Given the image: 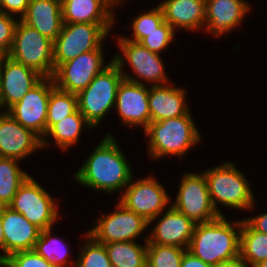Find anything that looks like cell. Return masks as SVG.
<instances>
[{
	"instance_id": "4dcf8cb0",
	"label": "cell",
	"mask_w": 267,
	"mask_h": 267,
	"mask_svg": "<svg viewBox=\"0 0 267 267\" xmlns=\"http://www.w3.org/2000/svg\"><path fill=\"white\" fill-rule=\"evenodd\" d=\"M187 250L177 246L147 244V267H181Z\"/></svg>"
},
{
	"instance_id": "5bb4252c",
	"label": "cell",
	"mask_w": 267,
	"mask_h": 267,
	"mask_svg": "<svg viewBox=\"0 0 267 267\" xmlns=\"http://www.w3.org/2000/svg\"><path fill=\"white\" fill-rule=\"evenodd\" d=\"M117 40L122 53L121 56L119 53L112 60L118 65L120 70L124 67L123 60H125L130 64L132 72L138 75V78L153 82V86L164 85V83L169 84L159 54L151 52L140 42L127 40L125 37H120Z\"/></svg>"
},
{
	"instance_id": "e575fe53",
	"label": "cell",
	"mask_w": 267,
	"mask_h": 267,
	"mask_svg": "<svg viewBox=\"0 0 267 267\" xmlns=\"http://www.w3.org/2000/svg\"><path fill=\"white\" fill-rule=\"evenodd\" d=\"M4 261L10 267H54L34 250L14 252Z\"/></svg>"
},
{
	"instance_id": "f1b7e54d",
	"label": "cell",
	"mask_w": 267,
	"mask_h": 267,
	"mask_svg": "<svg viewBox=\"0 0 267 267\" xmlns=\"http://www.w3.org/2000/svg\"><path fill=\"white\" fill-rule=\"evenodd\" d=\"M78 109L77 95L55 87L50 92L47 108L46 132L58 121Z\"/></svg>"
},
{
	"instance_id": "7bdbcfd3",
	"label": "cell",
	"mask_w": 267,
	"mask_h": 267,
	"mask_svg": "<svg viewBox=\"0 0 267 267\" xmlns=\"http://www.w3.org/2000/svg\"><path fill=\"white\" fill-rule=\"evenodd\" d=\"M8 56L2 51L0 50V67L1 65L4 63L5 59L7 58Z\"/></svg>"
},
{
	"instance_id": "7a4b0ae2",
	"label": "cell",
	"mask_w": 267,
	"mask_h": 267,
	"mask_svg": "<svg viewBox=\"0 0 267 267\" xmlns=\"http://www.w3.org/2000/svg\"><path fill=\"white\" fill-rule=\"evenodd\" d=\"M241 224L242 220L229 223L223 215L196 224L188 251L212 266L239 261Z\"/></svg>"
},
{
	"instance_id": "ac0fdd59",
	"label": "cell",
	"mask_w": 267,
	"mask_h": 267,
	"mask_svg": "<svg viewBox=\"0 0 267 267\" xmlns=\"http://www.w3.org/2000/svg\"><path fill=\"white\" fill-rule=\"evenodd\" d=\"M43 76L30 67L7 57L0 67V87L3 106L16 104Z\"/></svg>"
},
{
	"instance_id": "e0dca14e",
	"label": "cell",
	"mask_w": 267,
	"mask_h": 267,
	"mask_svg": "<svg viewBox=\"0 0 267 267\" xmlns=\"http://www.w3.org/2000/svg\"><path fill=\"white\" fill-rule=\"evenodd\" d=\"M0 221L4 236L2 260L14 252L33 250L41 232L37 226L8 206H0Z\"/></svg>"
},
{
	"instance_id": "5b68a950",
	"label": "cell",
	"mask_w": 267,
	"mask_h": 267,
	"mask_svg": "<svg viewBox=\"0 0 267 267\" xmlns=\"http://www.w3.org/2000/svg\"><path fill=\"white\" fill-rule=\"evenodd\" d=\"M212 205L222 215L218 204L236 209H252L254 197L244 175L231 163H223L203 173Z\"/></svg>"
},
{
	"instance_id": "d6986e66",
	"label": "cell",
	"mask_w": 267,
	"mask_h": 267,
	"mask_svg": "<svg viewBox=\"0 0 267 267\" xmlns=\"http://www.w3.org/2000/svg\"><path fill=\"white\" fill-rule=\"evenodd\" d=\"M196 224L172 205L160 218L147 244L169 245L188 249Z\"/></svg>"
},
{
	"instance_id": "bcb514c9",
	"label": "cell",
	"mask_w": 267,
	"mask_h": 267,
	"mask_svg": "<svg viewBox=\"0 0 267 267\" xmlns=\"http://www.w3.org/2000/svg\"><path fill=\"white\" fill-rule=\"evenodd\" d=\"M3 106L2 99H1V87H0V107Z\"/></svg>"
},
{
	"instance_id": "b9f144b4",
	"label": "cell",
	"mask_w": 267,
	"mask_h": 267,
	"mask_svg": "<svg viewBox=\"0 0 267 267\" xmlns=\"http://www.w3.org/2000/svg\"><path fill=\"white\" fill-rule=\"evenodd\" d=\"M0 249L4 252V236H3L1 221H0Z\"/></svg>"
},
{
	"instance_id": "7402d4cb",
	"label": "cell",
	"mask_w": 267,
	"mask_h": 267,
	"mask_svg": "<svg viewBox=\"0 0 267 267\" xmlns=\"http://www.w3.org/2000/svg\"><path fill=\"white\" fill-rule=\"evenodd\" d=\"M151 87L148 97L151 122L184 116L189 112L185 89L169 87L168 84Z\"/></svg>"
},
{
	"instance_id": "ab89813d",
	"label": "cell",
	"mask_w": 267,
	"mask_h": 267,
	"mask_svg": "<svg viewBox=\"0 0 267 267\" xmlns=\"http://www.w3.org/2000/svg\"><path fill=\"white\" fill-rule=\"evenodd\" d=\"M248 266L249 265L241 261H235L233 263H225V264L216 265L214 267H248Z\"/></svg>"
},
{
	"instance_id": "44dd1931",
	"label": "cell",
	"mask_w": 267,
	"mask_h": 267,
	"mask_svg": "<svg viewBox=\"0 0 267 267\" xmlns=\"http://www.w3.org/2000/svg\"><path fill=\"white\" fill-rule=\"evenodd\" d=\"M20 20L54 41L63 26L62 1L30 0Z\"/></svg>"
},
{
	"instance_id": "7c38bea8",
	"label": "cell",
	"mask_w": 267,
	"mask_h": 267,
	"mask_svg": "<svg viewBox=\"0 0 267 267\" xmlns=\"http://www.w3.org/2000/svg\"><path fill=\"white\" fill-rule=\"evenodd\" d=\"M116 208L117 211L99 216L97 225L87 232L98 243L135 241L149 226L148 221L128 210L121 202Z\"/></svg>"
},
{
	"instance_id": "8d00e7d4",
	"label": "cell",
	"mask_w": 267,
	"mask_h": 267,
	"mask_svg": "<svg viewBox=\"0 0 267 267\" xmlns=\"http://www.w3.org/2000/svg\"><path fill=\"white\" fill-rule=\"evenodd\" d=\"M29 2L30 0H0V11L5 14L10 13V15L12 13L13 14L19 13L21 14L22 17L26 13Z\"/></svg>"
},
{
	"instance_id": "83f0119b",
	"label": "cell",
	"mask_w": 267,
	"mask_h": 267,
	"mask_svg": "<svg viewBox=\"0 0 267 267\" xmlns=\"http://www.w3.org/2000/svg\"><path fill=\"white\" fill-rule=\"evenodd\" d=\"M18 159L0 158V206H8L28 174L18 167Z\"/></svg>"
},
{
	"instance_id": "603a6c76",
	"label": "cell",
	"mask_w": 267,
	"mask_h": 267,
	"mask_svg": "<svg viewBox=\"0 0 267 267\" xmlns=\"http://www.w3.org/2000/svg\"><path fill=\"white\" fill-rule=\"evenodd\" d=\"M165 21L175 27L199 29L205 24V0H165L159 4Z\"/></svg>"
},
{
	"instance_id": "1f68e13d",
	"label": "cell",
	"mask_w": 267,
	"mask_h": 267,
	"mask_svg": "<svg viewBox=\"0 0 267 267\" xmlns=\"http://www.w3.org/2000/svg\"><path fill=\"white\" fill-rule=\"evenodd\" d=\"M87 242L82 253L75 260V267H112L109 260L108 252L104 244L95 241L89 234H85Z\"/></svg>"
},
{
	"instance_id": "8fae6325",
	"label": "cell",
	"mask_w": 267,
	"mask_h": 267,
	"mask_svg": "<svg viewBox=\"0 0 267 267\" xmlns=\"http://www.w3.org/2000/svg\"><path fill=\"white\" fill-rule=\"evenodd\" d=\"M102 47L60 64L52 76L55 87L76 95L85 89L109 65L104 66Z\"/></svg>"
},
{
	"instance_id": "8992f818",
	"label": "cell",
	"mask_w": 267,
	"mask_h": 267,
	"mask_svg": "<svg viewBox=\"0 0 267 267\" xmlns=\"http://www.w3.org/2000/svg\"><path fill=\"white\" fill-rule=\"evenodd\" d=\"M8 57L32 68L43 77H52L54 74L53 41L23 21H17Z\"/></svg>"
},
{
	"instance_id": "74e56055",
	"label": "cell",
	"mask_w": 267,
	"mask_h": 267,
	"mask_svg": "<svg viewBox=\"0 0 267 267\" xmlns=\"http://www.w3.org/2000/svg\"><path fill=\"white\" fill-rule=\"evenodd\" d=\"M254 230L267 234V212L252 218L244 219Z\"/></svg>"
},
{
	"instance_id": "ba28073f",
	"label": "cell",
	"mask_w": 267,
	"mask_h": 267,
	"mask_svg": "<svg viewBox=\"0 0 267 267\" xmlns=\"http://www.w3.org/2000/svg\"><path fill=\"white\" fill-rule=\"evenodd\" d=\"M55 203L50 194L33 177L28 176L8 207L21 213L42 231L53 227L57 221L59 213Z\"/></svg>"
},
{
	"instance_id": "d4e9b609",
	"label": "cell",
	"mask_w": 267,
	"mask_h": 267,
	"mask_svg": "<svg viewBox=\"0 0 267 267\" xmlns=\"http://www.w3.org/2000/svg\"><path fill=\"white\" fill-rule=\"evenodd\" d=\"M267 258V234L254 230L244 219L240 227L239 261L256 266Z\"/></svg>"
},
{
	"instance_id": "4316f807",
	"label": "cell",
	"mask_w": 267,
	"mask_h": 267,
	"mask_svg": "<svg viewBox=\"0 0 267 267\" xmlns=\"http://www.w3.org/2000/svg\"><path fill=\"white\" fill-rule=\"evenodd\" d=\"M84 125V126H83ZM83 127L93 128L86 120L84 115L77 109L73 114L66 116L62 120L55 123L45 134L51 135L55 139L57 146L68 149L69 146L77 143L79 135Z\"/></svg>"
},
{
	"instance_id": "836d02e7",
	"label": "cell",
	"mask_w": 267,
	"mask_h": 267,
	"mask_svg": "<svg viewBox=\"0 0 267 267\" xmlns=\"http://www.w3.org/2000/svg\"><path fill=\"white\" fill-rule=\"evenodd\" d=\"M174 32V29L164 21L156 30L148 33L140 43L151 52L160 54L173 41Z\"/></svg>"
},
{
	"instance_id": "d6a6232c",
	"label": "cell",
	"mask_w": 267,
	"mask_h": 267,
	"mask_svg": "<svg viewBox=\"0 0 267 267\" xmlns=\"http://www.w3.org/2000/svg\"><path fill=\"white\" fill-rule=\"evenodd\" d=\"M164 13L160 5L156 8L150 9L147 13L141 14L134 18L132 23L133 39H128L135 42H140L143 38L148 36V33L156 30L163 22Z\"/></svg>"
},
{
	"instance_id": "ee69618b",
	"label": "cell",
	"mask_w": 267,
	"mask_h": 267,
	"mask_svg": "<svg viewBox=\"0 0 267 267\" xmlns=\"http://www.w3.org/2000/svg\"><path fill=\"white\" fill-rule=\"evenodd\" d=\"M256 267H267V258L257 264Z\"/></svg>"
},
{
	"instance_id": "484cf974",
	"label": "cell",
	"mask_w": 267,
	"mask_h": 267,
	"mask_svg": "<svg viewBox=\"0 0 267 267\" xmlns=\"http://www.w3.org/2000/svg\"><path fill=\"white\" fill-rule=\"evenodd\" d=\"M112 267H147L146 245L135 241L111 242L104 244Z\"/></svg>"
},
{
	"instance_id": "4fadbf2b",
	"label": "cell",
	"mask_w": 267,
	"mask_h": 267,
	"mask_svg": "<svg viewBox=\"0 0 267 267\" xmlns=\"http://www.w3.org/2000/svg\"><path fill=\"white\" fill-rule=\"evenodd\" d=\"M131 181H133L132 178L120 202L128 210L142 216L148 224H151L163 213L170 198L165 188L152 177L138 180L135 183Z\"/></svg>"
},
{
	"instance_id": "ffe728a7",
	"label": "cell",
	"mask_w": 267,
	"mask_h": 267,
	"mask_svg": "<svg viewBox=\"0 0 267 267\" xmlns=\"http://www.w3.org/2000/svg\"><path fill=\"white\" fill-rule=\"evenodd\" d=\"M205 9L204 27L218 37L238 26L250 8L243 0H205Z\"/></svg>"
},
{
	"instance_id": "52a82bcc",
	"label": "cell",
	"mask_w": 267,
	"mask_h": 267,
	"mask_svg": "<svg viewBox=\"0 0 267 267\" xmlns=\"http://www.w3.org/2000/svg\"><path fill=\"white\" fill-rule=\"evenodd\" d=\"M111 27L112 24L63 23L53 41L54 68L84 52L99 49Z\"/></svg>"
},
{
	"instance_id": "277c9868",
	"label": "cell",
	"mask_w": 267,
	"mask_h": 267,
	"mask_svg": "<svg viewBox=\"0 0 267 267\" xmlns=\"http://www.w3.org/2000/svg\"><path fill=\"white\" fill-rule=\"evenodd\" d=\"M124 79L122 70L111 60L109 65L77 94L78 110L94 128L115 105L117 91Z\"/></svg>"
},
{
	"instance_id": "f6af8a7d",
	"label": "cell",
	"mask_w": 267,
	"mask_h": 267,
	"mask_svg": "<svg viewBox=\"0 0 267 267\" xmlns=\"http://www.w3.org/2000/svg\"><path fill=\"white\" fill-rule=\"evenodd\" d=\"M0 267H10L4 260L0 263Z\"/></svg>"
},
{
	"instance_id": "3957f363",
	"label": "cell",
	"mask_w": 267,
	"mask_h": 267,
	"mask_svg": "<svg viewBox=\"0 0 267 267\" xmlns=\"http://www.w3.org/2000/svg\"><path fill=\"white\" fill-rule=\"evenodd\" d=\"M193 122L189 112L184 116L150 122L144 131L149 136L150 156L157 159L166 155H185L193 145L201 141Z\"/></svg>"
},
{
	"instance_id": "d590c367",
	"label": "cell",
	"mask_w": 267,
	"mask_h": 267,
	"mask_svg": "<svg viewBox=\"0 0 267 267\" xmlns=\"http://www.w3.org/2000/svg\"><path fill=\"white\" fill-rule=\"evenodd\" d=\"M16 24L17 21L13 18V15L5 14L0 11V50L7 56L10 55L13 45Z\"/></svg>"
},
{
	"instance_id": "9a60e30c",
	"label": "cell",
	"mask_w": 267,
	"mask_h": 267,
	"mask_svg": "<svg viewBox=\"0 0 267 267\" xmlns=\"http://www.w3.org/2000/svg\"><path fill=\"white\" fill-rule=\"evenodd\" d=\"M122 74L124 79L118 87L115 103L118 114L124 124L140 125L145 130L151 122L148 103L149 88L123 71Z\"/></svg>"
},
{
	"instance_id": "60d3db41",
	"label": "cell",
	"mask_w": 267,
	"mask_h": 267,
	"mask_svg": "<svg viewBox=\"0 0 267 267\" xmlns=\"http://www.w3.org/2000/svg\"><path fill=\"white\" fill-rule=\"evenodd\" d=\"M103 3H105L110 9H111V6H115V4H119V2L121 3L122 1L124 0H101Z\"/></svg>"
},
{
	"instance_id": "f546056e",
	"label": "cell",
	"mask_w": 267,
	"mask_h": 267,
	"mask_svg": "<svg viewBox=\"0 0 267 267\" xmlns=\"http://www.w3.org/2000/svg\"><path fill=\"white\" fill-rule=\"evenodd\" d=\"M51 230L52 227L40 232L33 250L54 267H69L66 246L61 244L62 241L60 242L56 237L51 236ZM71 267H75V265H71Z\"/></svg>"
},
{
	"instance_id": "6da1fadb",
	"label": "cell",
	"mask_w": 267,
	"mask_h": 267,
	"mask_svg": "<svg viewBox=\"0 0 267 267\" xmlns=\"http://www.w3.org/2000/svg\"><path fill=\"white\" fill-rule=\"evenodd\" d=\"M130 166L111 134L104 137L74 177L96 191L126 189L132 176Z\"/></svg>"
},
{
	"instance_id": "f35d334b",
	"label": "cell",
	"mask_w": 267,
	"mask_h": 267,
	"mask_svg": "<svg viewBox=\"0 0 267 267\" xmlns=\"http://www.w3.org/2000/svg\"><path fill=\"white\" fill-rule=\"evenodd\" d=\"M181 267H214V266L203 262L201 259L195 257L192 253H190L187 250L182 258Z\"/></svg>"
},
{
	"instance_id": "2e32d148",
	"label": "cell",
	"mask_w": 267,
	"mask_h": 267,
	"mask_svg": "<svg viewBox=\"0 0 267 267\" xmlns=\"http://www.w3.org/2000/svg\"><path fill=\"white\" fill-rule=\"evenodd\" d=\"M42 148V139L23 127L8 112L0 113V157L25 159Z\"/></svg>"
},
{
	"instance_id": "cb8c5ba5",
	"label": "cell",
	"mask_w": 267,
	"mask_h": 267,
	"mask_svg": "<svg viewBox=\"0 0 267 267\" xmlns=\"http://www.w3.org/2000/svg\"><path fill=\"white\" fill-rule=\"evenodd\" d=\"M63 23L113 24L112 9L101 0H61Z\"/></svg>"
},
{
	"instance_id": "9c48e42d",
	"label": "cell",
	"mask_w": 267,
	"mask_h": 267,
	"mask_svg": "<svg viewBox=\"0 0 267 267\" xmlns=\"http://www.w3.org/2000/svg\"><path fill=\"white\" fill-rule=\"evenodd\" d=\"M54 88L53 78L43 77L19 102L11 106L8 111L6 110L18 123L32 130L42 139L43 148L48 145L44 136L46 134L48 101L50 92Z\"/></svg>"
},
{
	"instance_id": "30bf717a",
	"label": "cell",
	"mask_w": 267,
	"mask_h": 267,
	"mask_svg": "<svg viewBox=\"0 0 267 267\" xmlns=\"http://www.w3.org/2000/svg\"><path fill=\"white\" fill-rule=\"evenodd\" d=\"M172 205L195 224L212 221L220 216L212 205L204 174L185 173Z\"/></svg>"
}]
</instances>
